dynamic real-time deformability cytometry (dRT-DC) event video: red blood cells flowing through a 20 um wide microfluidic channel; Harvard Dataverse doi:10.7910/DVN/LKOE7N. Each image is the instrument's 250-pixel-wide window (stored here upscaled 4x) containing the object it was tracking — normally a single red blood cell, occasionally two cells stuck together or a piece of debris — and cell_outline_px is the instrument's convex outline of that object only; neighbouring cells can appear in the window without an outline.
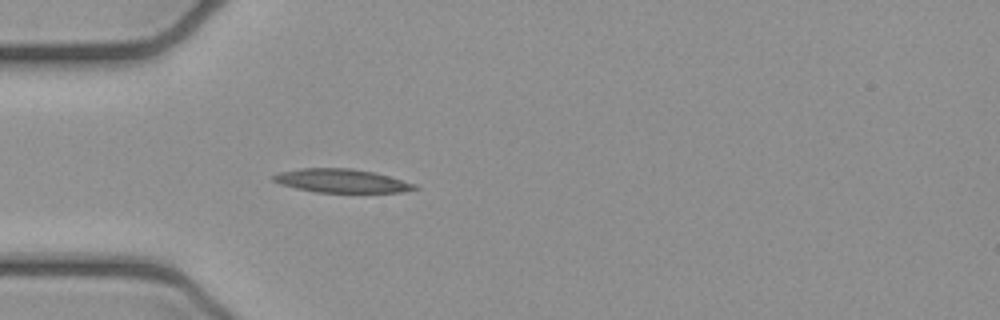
{"species": "common noctule bat (a hibernating species)", "species_latin": "Nyctalus noctula", "temperature_condition": "cold", "stored_images_in_passage": 4, "camera_frame_rate_fps": 3000, "um_per_image_px": 0.085, "animal": {"sex": "female", "body_mass_g": 21.9}, "frame": {"image": 1, "passage_image": 4, "time_ms": 1.0, "image_size_px": [1000, 320], "cell_outline_px": [[420, 188], [400, 192], [316, 192], [296, 188], [280, 184], [272, 180], [272, 176], [280, 172], [300, 168], [352, 168], [372, 172], [388, 176], [416, 184]], "centroid_in_image_um": [29.01, 15.36], "position_along_channel_um": 56.0, "area_um2": 19.25}}